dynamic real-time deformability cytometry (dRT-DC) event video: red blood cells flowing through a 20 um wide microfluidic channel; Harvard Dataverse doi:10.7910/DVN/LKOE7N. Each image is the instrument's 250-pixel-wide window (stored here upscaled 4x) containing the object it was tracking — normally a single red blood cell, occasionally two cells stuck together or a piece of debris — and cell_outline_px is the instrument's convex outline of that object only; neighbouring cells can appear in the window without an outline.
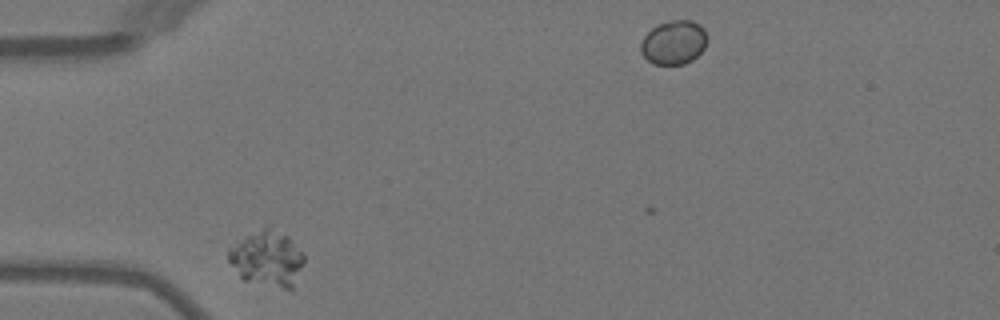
{"species": "Egyptian fruit bat (a non-hibernating species)", "species_latin": "Rousettus aegyptiacus", "temperature_condition": "warm", "stored_images_in_passage": 2, "camera_frame_rate_fps": 3000, "um_per_image_px": 0.085, "animal": {"sex": "female"}, "frame": {"image": 1, "passage_image": 1, "time_ms": 0.0, "image_size_px": [1000, 320], "cell_outline_px": [[304, 260], [292, 288], [284, 288], [240, 280], [228, 260], [228, 248], [240, 240], [264, 228], [268, 228], [288, 236], [304, 256]], "centroid_in_image_um": [22.66, 22.01], "position_along_channel_um": 62.3, "area_um2": 23.81}}